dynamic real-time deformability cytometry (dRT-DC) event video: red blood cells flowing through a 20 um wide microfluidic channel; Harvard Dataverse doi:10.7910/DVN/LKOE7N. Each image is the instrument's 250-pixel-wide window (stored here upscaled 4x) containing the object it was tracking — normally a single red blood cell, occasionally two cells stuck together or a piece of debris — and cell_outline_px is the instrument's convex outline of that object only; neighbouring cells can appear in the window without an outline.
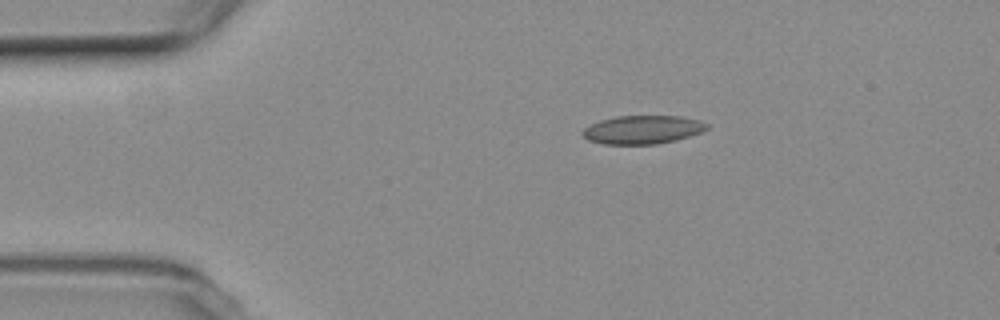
{"species": "common noctule bat (a hibernating species)", "species_latin": "Nyctalus noctula", "temperature_condition": "room temperature", "stored_images_in_passage": 5, "camera_frame_rate_fps": 3000, "um_per_image_px": 0.085, "animal": {"sex": "female", "body_mass_g": 19.3, "forearm_length_mm": 54.1}, "frame": {"image": 1, "passage_image": 2, "time_ms": 2.0, "image_size_px": [1000, 320], "cell_outline_px": [[708, 128], [700, 132], [676, 140], [656, 144], [604, 144], [588, 140], [580, 132], [584, 128], [600, 120], [616, 116], [680, 116], [700, 120], [708, 124]], "centroid_in_image_um": [54.61, 11.02], "position_along_channel_um": 30.4, "area_um2": 20.52}}